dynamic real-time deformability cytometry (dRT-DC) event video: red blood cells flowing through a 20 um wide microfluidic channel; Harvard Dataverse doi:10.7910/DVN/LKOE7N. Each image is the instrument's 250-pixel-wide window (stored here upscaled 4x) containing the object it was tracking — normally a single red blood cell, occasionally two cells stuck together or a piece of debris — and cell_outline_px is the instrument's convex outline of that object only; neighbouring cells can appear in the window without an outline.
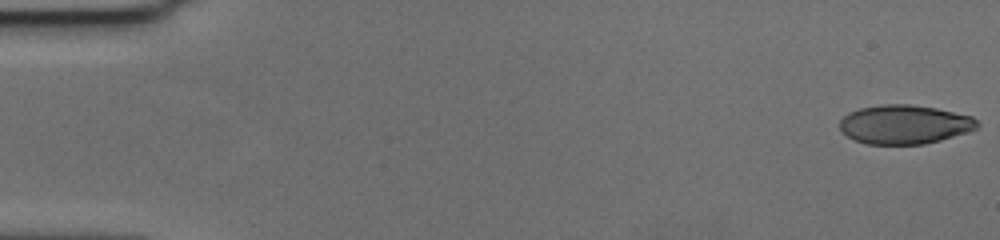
{"species": "human", "species_latin": "Homo sapiens", "temperature_condition": "cold", "stored_images_in_passage": 57, "camera_frame_rate_fps": 3000, "um_per_image_px": 0.085, "donor": {"sex": "female"}, "frame": {"image": 1, "passage_image": 1, "time_ms": 0.0, "image_size_px": [1000, 240], "cell_outline_px": [[980, 128], [940, 140], [924, 144], [868, 144], [856, 140], [840, 132], [840, 120], [848, 112], [860, 108], [880, 104], [908, 104], [936, 108], [972, 116], [980, 124]], "centroid_in_image_um": [76.88, 10.57], "position_along_channel_um": 8.1, "area_um2": 31.33}}
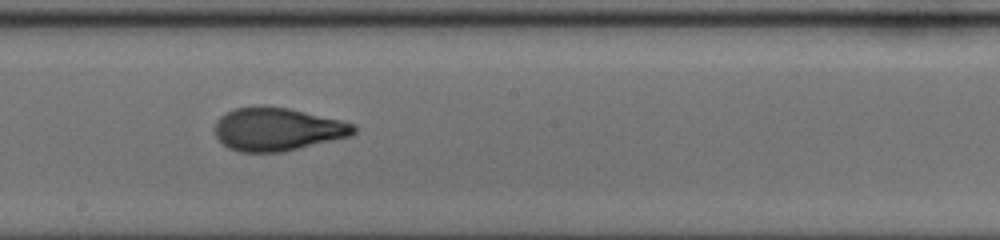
{"frame": {"image": 2, "passage_image": 32, "time_ms": 10.333, "image_size_px": [1000, 240], "cell_outline_px": [[356, 132], [352, 136], [284, 152], [240, 152], [228, 148], [216, 136], [216, 120], [220, 116], [236, 108], [264, 104], [288, 108], [340, 120], [356, 124]], "centroid_in_image_um": [23.6, 10.98], "position_along_channel_um": 224.6, "area_um2": 35.14}}
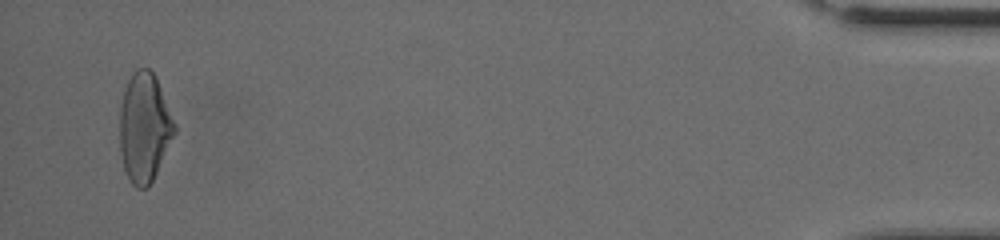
{"frame": {"image": 3, "passage_image": 55, "time_ms": 18.0, "image_size_px": [1000, 240], "cell_outline_px": [[176, 132], [148, 188], [136, 188], [128, 180], [124, 172], [120, 152], [120, 104], [124, 88], [132, 72], [136, 68], [148, 68], [156, 76], [176, 124]], "centroid_in_image_um": [12.26, 10.83], "position_along_channel_um": 422.9, "area_um2": 35.14}, "authors_computed_cell_mechanics": {"area_um2": 33.9864, "velocity_mm_per_s": 3.6628, "shape_relaxation_time_tau1_ms": 5.5694, "shape_relaxation_time_tau2_ms": 1.0728, "deformation_change_tau1": 0.2144, "deformation_change_tau2": 0.0752}}